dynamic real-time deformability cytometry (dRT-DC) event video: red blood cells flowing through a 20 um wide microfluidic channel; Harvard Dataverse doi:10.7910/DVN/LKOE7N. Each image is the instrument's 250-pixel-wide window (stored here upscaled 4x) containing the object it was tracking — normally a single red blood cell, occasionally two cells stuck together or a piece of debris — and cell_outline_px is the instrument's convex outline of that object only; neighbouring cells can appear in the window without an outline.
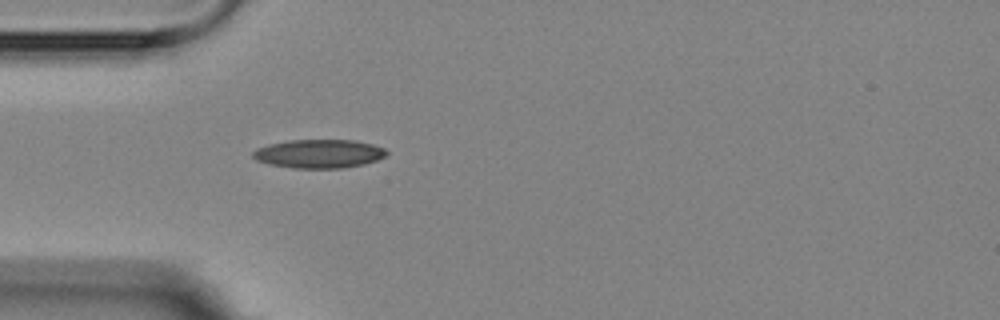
{"species": "Egyptian fruit bat (a non-hibernating species)", "species_latin": "Rousettus aegyptiacus", "temperature_condition": "room temperature", "stored_images_in_passage": 1, "camera_frame_rate_fps": 3000, "um_per_image_px": 0.085, "animal": {"sex": "female"}, "frame": {"image": 1, "passage_image": 1, "time_ms": 0.0, "image_size_px": [1000, 320], "cell_outline_px": [[388, 152], [384, 156], [376, 160], [364, 164], [344, 168], [292, 168], [268, 164], [256, 160], [252, 156], [252, 152], [256, 148], [268, 144], [288, 140], [356, 140], [372, 144], [384, 148]], "centroid_in_image_um": [27.08, 13.06], "position_along_channel_um": 57.9, "area_um2": 22.43}}